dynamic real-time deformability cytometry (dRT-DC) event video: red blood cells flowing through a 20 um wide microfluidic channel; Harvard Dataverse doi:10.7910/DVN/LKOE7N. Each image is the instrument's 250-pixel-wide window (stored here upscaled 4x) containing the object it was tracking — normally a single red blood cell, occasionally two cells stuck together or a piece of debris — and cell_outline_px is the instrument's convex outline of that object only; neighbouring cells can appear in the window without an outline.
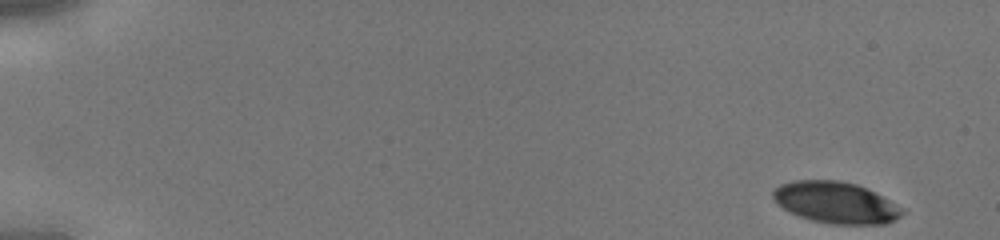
{"species": "human", "species_latin": "Homo sapiens", "temperature_condition": "cold", "stored_images_in_passage": 42, "camera_frame_rate_fps": 3000, "um_per_image_px": 0.085, "donor": {"sex": "male"}, "frame": {"image": 1, "passage_image": 1, "time_ms": 0.0, "image_size_px": [1000, 240], "cell_outline_px": [[908, 212], [884, 224], [832, 224], [812, 220], [800, 216], [776, 204], [772, 196], [772, 192], [780, 184], [796, 180], [840, 180], [856, 184], [888, 200]], "centroid_in_image_um": [71.01, 17.21], "position_along_channel_um": 14.0, "area_um2": 30.81}}
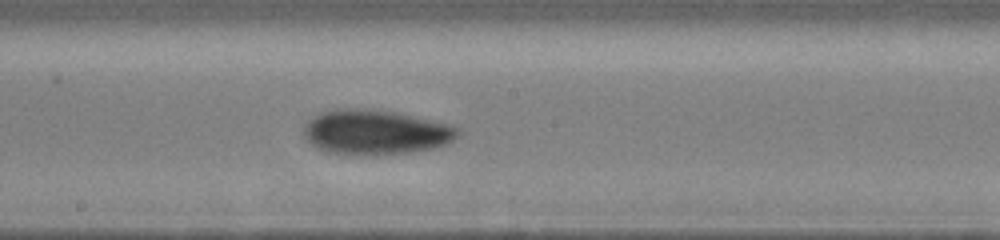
{"frame": {"image": 2, "passage_image": 24, "time_ms": 7.667, "image_size_px": [1000, 240], "cell_outline_px": [[460, 132], [452, 140], [444, 144], [432, 148], [412, 152], [372, 156], [328, 152], [316, 148], [304, 136], [304, 128], [308, 120], [320, 112], [336, 108], [372, 108], [396, 112], [452, 124], [460, 128]], "centroid_in_image_um": [31.92, 11.22], "position_along_channel_um": 216.3, "area_um2": 40.63}}
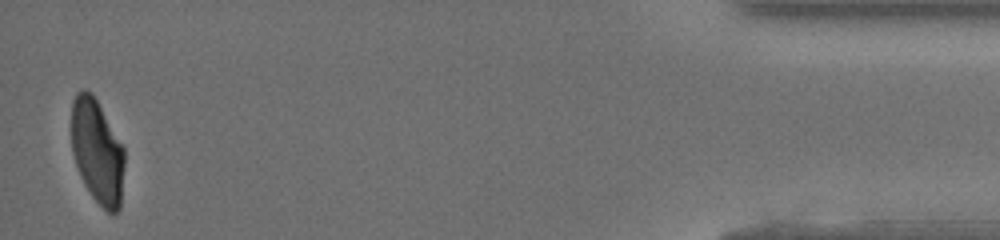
{"frame": {"image": 3, "passage_image": 42, "time_ms": 13.667, "image_size_px": [1000, 240], "cell_outline_px": [[124, 164], [120, 208], [112, 216], [92, 196], [84, 184], [80, 176], [72, 152], [72, 100], [76, 92], [84, 88], [92, 92], [124, 148]], "centroid_in_image_um": [8.26, 12.86], "position_along_channel_um": 426.9, "area_um2": 32.14}}